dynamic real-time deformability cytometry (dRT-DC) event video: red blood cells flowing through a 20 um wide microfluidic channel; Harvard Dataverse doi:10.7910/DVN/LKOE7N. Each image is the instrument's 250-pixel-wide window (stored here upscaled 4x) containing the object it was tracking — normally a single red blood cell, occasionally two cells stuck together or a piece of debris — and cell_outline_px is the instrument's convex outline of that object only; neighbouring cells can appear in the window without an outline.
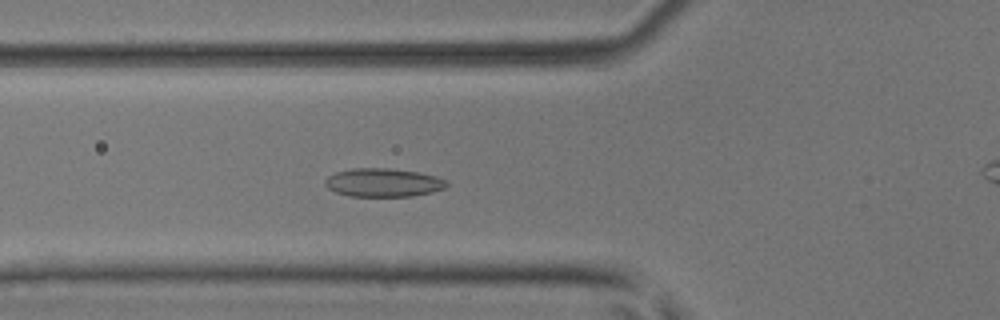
{"species": "common noctule bat (a hibernating species)", "species_latin": "Nyctalus noctula", "temperature_condition": "room temperature", "stored_images_in_passage": 43, "camera_frame_rate_fps": 3000, "um_per_image_px": 0.085, "animal": {"sex": "male", "body_mass_g": 17.9, "forearm_length_mm": 54.2}, "frame": {"image": 1, "passage_image": 10, "time_ms": 3.0, "image_size_px": [1000, 320], "cell_outline_px": [[448, 184], [444, 188], [432, 192], [412, 196], [348, 196], [336, 192], [328, 188], [324, 184], [324, 180], [328, 176], [336, 172], [352, 168], [388, 168], [420, 172], [436, 176], [444, 180]], "centroid_in_image_um": [32.55, 15.51], "position_along_channel_um": 93.2, "area_um2": 20.17}}
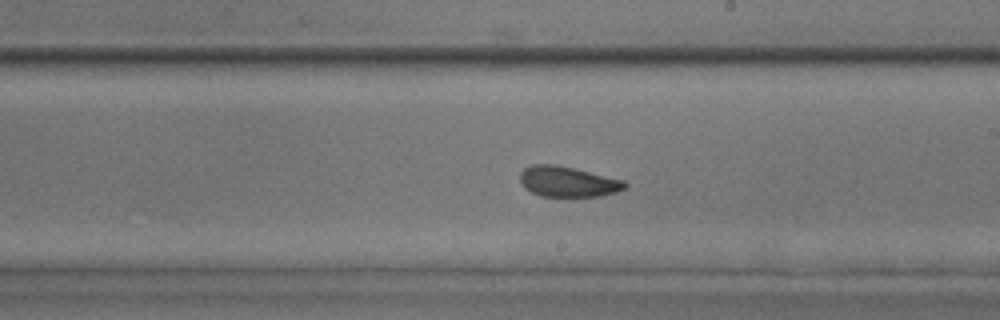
{"frame": {"image": 2, "passage_image": 21, "time_ms": 6.667, "image_size_px": [1000, 320], "cell_outline_px": [[628, 184], [624, 188], [616, 192], [600, 196], [540, 196], [524, 188], [520, 184], [520, 172], [524, 168], [532, 164], [556, 164], [624, 180]], "centroid_in_image_um": [48.22, 15.43], "position_along_channel_um": 240.8, "area_um2": 18.61}}
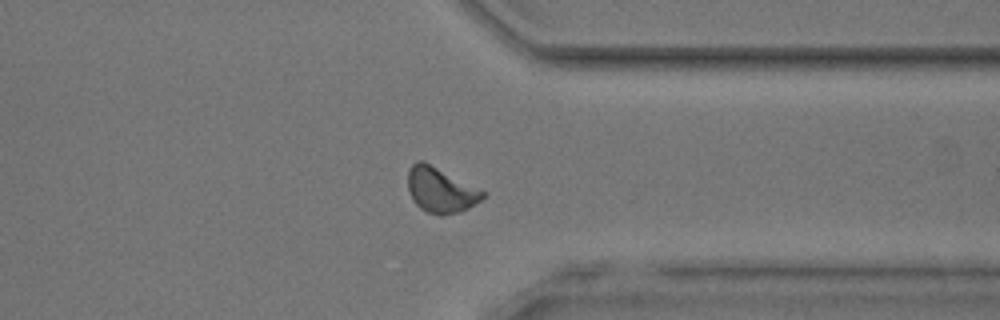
{"frame": {"image": 3, "passage_image": 31, "time_ms": 10.0, "image_size_px": [1000, 320], "cell_outline_px": [[488, 192], [480, 200], [468, 208], [460, 212], [440, 216], [428, 212], [420, 208], [412, 200], [408, 188], [408, 168], [416, 160], [424, 160]], "centroid_in_image_um": [37.45, 16.13], "position_along_channel_um": 373.9, "area_um2": 20.06}, "authors_computed_cell_mechanics": {"area_um2": 18.8428, "velocity_mm_per_s": 4.0344, "shape_relaxation_time_tau1_ms": 5.3817, "shape_relaxation_time_tau2_ms": 1.5731, "deformation_change_tau1": 0.1033, "deformation_change_tau2": 0.0617}}